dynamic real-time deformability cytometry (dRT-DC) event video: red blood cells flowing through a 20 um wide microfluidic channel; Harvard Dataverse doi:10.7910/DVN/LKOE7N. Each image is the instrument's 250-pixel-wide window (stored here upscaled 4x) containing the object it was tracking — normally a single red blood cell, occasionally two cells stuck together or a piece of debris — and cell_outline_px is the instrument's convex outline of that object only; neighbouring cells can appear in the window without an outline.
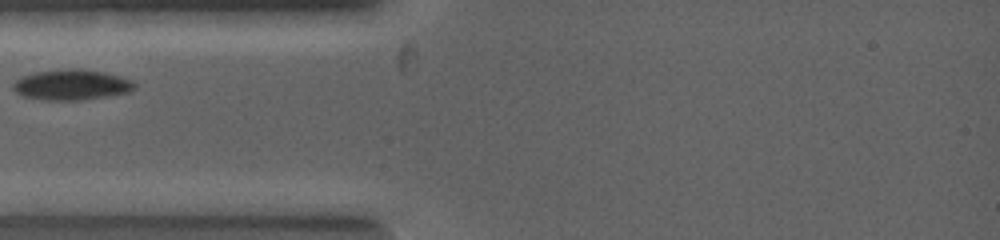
{"species": "common noctule bat (a hibernating species)", "species_latin": "Nyctalus noctula", "temperature_condition": "warm", "stored_images_in_passage": 2, "camera_frame_rate_fps": 5000, "um_per_image_px": 0.085, "animal": {"sex": "female", "body_mass_g": 19.0, "forearm_length_mm": 53.3}, "frame": {"image": 1, "passage_image": 2, "time_ms": 0.6, "image_size_px": [1000, 240], "cell_outline_px": [[136, 88], [128, 92], [104, 96], [76, 100], [48, 100], [24, 96], [16, 92], [12, 88], [12, 84], [16, 80], [24, 76], [36, 72], [60, 68], [80, 68], [104, 72], [132, 80], [136, 84]], "centroid_in_image_um": [6.08, 7.18], "position_along_channel_um": 78.9, "area_um2": 21.44}}